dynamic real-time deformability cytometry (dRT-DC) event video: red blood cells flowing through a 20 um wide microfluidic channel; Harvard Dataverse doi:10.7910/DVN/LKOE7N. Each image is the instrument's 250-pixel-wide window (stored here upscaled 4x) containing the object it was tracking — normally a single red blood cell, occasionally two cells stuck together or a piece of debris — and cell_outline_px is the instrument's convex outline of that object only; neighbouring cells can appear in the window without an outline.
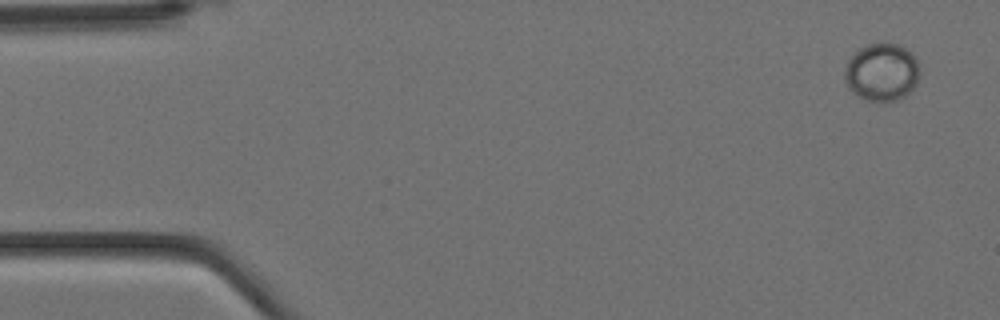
{"species": "Egyptian fruit bat (a non-hibernating species)", "species_latin": "Rousettus aegyptiacus", "temperature_condition": "cold", "stored_images_in_passage": 4, "camera_frame_rate_fps": 3000, "um_per_image_px": 0.085, "animal": {"sex": "female"}, "frame": {"image": 1, "passage_image": 1, "time_ms": 0.0, "image_size_px": [1000, 320], "cell_outline_px": [[920, 72], [916, 84], [904, 96], [896, 100], [864, 100], [856, 96], [848, 88], [844, 76], [844, 68], [848, 60], [860, 48], [868, 44], [896, 44], [908, 48], [916, 56]], "centroid_in_image_um": [74.95, 6.13], "position_along_channel_um": 10.0, "area_um2": 25.26}}
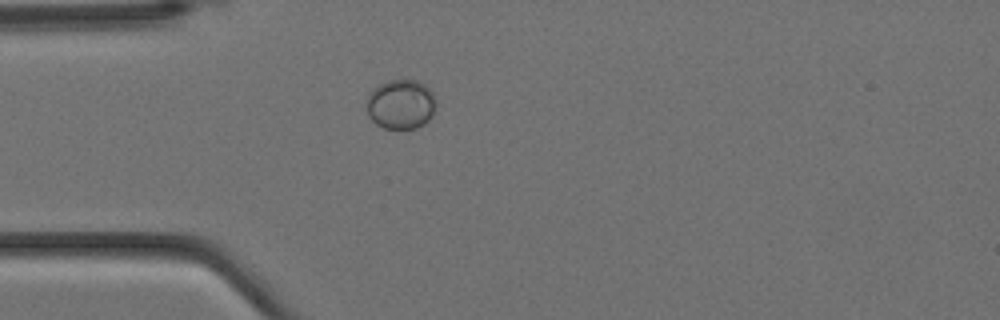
{"frame": {"image": 2, "passage_image": 4, "time_ms": 1.0, "image_size_px": [1000, 320], "cell_outline_px": [[436, 104], [432, 116], [424, 124], [416, 128], [384, 128], [376, 124], [368, 116], [368, 92], [372, 88], [380, 84], [392, 80], [416, 80], [424, 84], [432, 92], [436, 100]], "centroid_in_image_um": [34.08, 8.86], "position_along_channel_um": 50.9, "area_um2": 20.06}}